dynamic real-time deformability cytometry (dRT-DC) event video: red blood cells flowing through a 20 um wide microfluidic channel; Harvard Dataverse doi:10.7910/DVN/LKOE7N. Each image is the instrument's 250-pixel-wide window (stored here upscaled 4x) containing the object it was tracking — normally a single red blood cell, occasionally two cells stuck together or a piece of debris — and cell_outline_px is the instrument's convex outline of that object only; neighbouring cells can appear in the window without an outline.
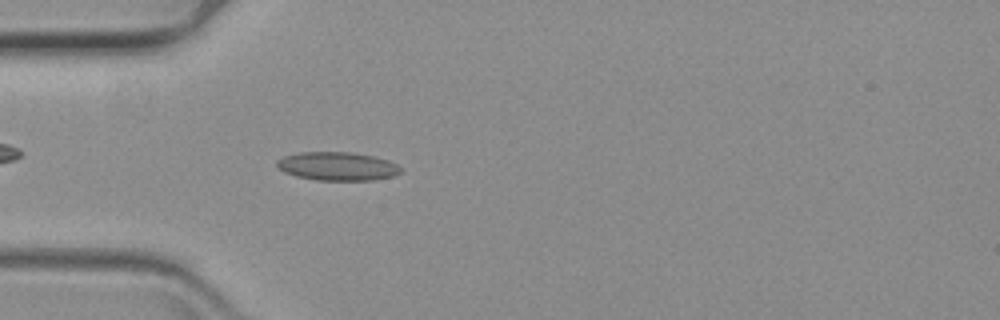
{"species": "common noctule bat (a hibernating species)", "species_latin": "Nyctalus noctula", "temperature_condition": "warm", "stored_images_in_passage": 49, "camera_frame_rate_fps": 3000, "um_per_image_px": 0.085, "animal": {"sex": "female", "body_mass_g": 19.3, "forearm_length_mm": 54.1}, "frame": {"image": 1, "passage_image": 6, "time_ms": 1.667, "image_size_px": [1000, 320], "cell_outline_px": [[400, 172], [396, 176], [372, 180], [316, 180], [296, 176], [284, 172], [276, 164], [276, 160], [284, 156], [300, 152], [352, 152], [372, 156], [388, 160], [396, 164], [400, 168]], "centroid_in_image_um": [28.67, 14.13], "position_along_channel_um": 56.3, "area_um2": 20.52}}
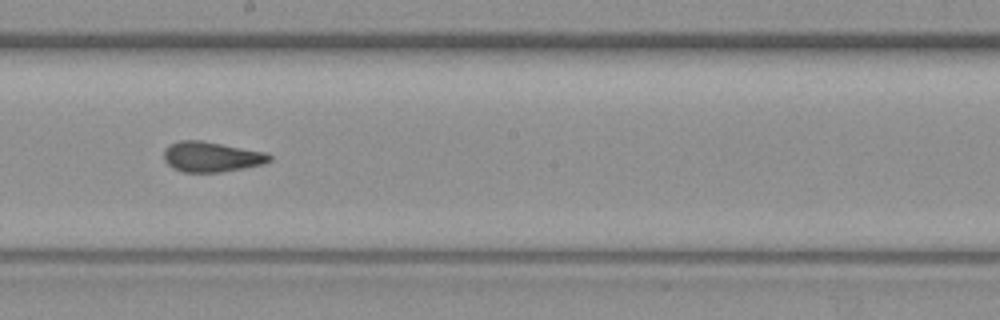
{"frame": {"image": 2, "passage_image": 22, "time_ms": 7.0, "image_size_px": [1000, 320], "cell_outline_px": [[272, 160], [264, 164], [244, 168], [220, 172], [184, 172], [172, 168], [164, 160], [164, 148], [180, 140], [200, 140], [264, 152], [272, 156]], "centroid_in_image_um": [17.96, 13.33], "position_along_channel_um": 230.2, "area_um2": 18.5}}
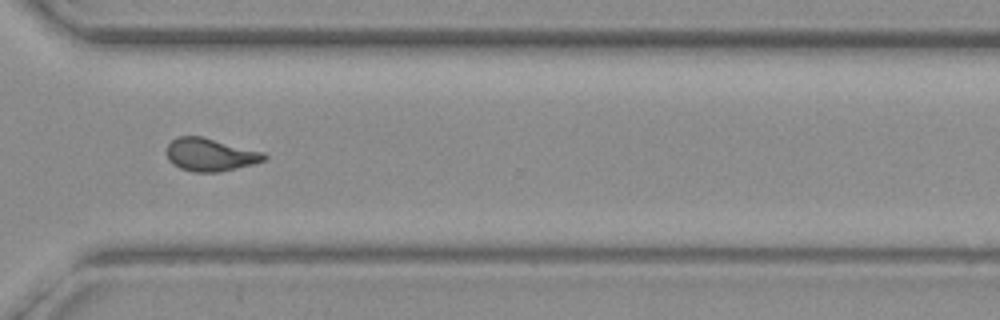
{"frame": {"image": 3, "passage_image": 33, "time_ms": 10.667, "image_size_px": [1000, 320], "cell_outline_px": [[268, 156], [264, 160], [252, 164], [220, 172], [192, 172], [180, 168], [172, 164], [168, 160], [168, 144], [172, 140], [180, 136], [200, 136], [264, 152]], "centroid_in_image_um": [17.87, 13.16], "position_along_channel_um": 352.7, "area_um2": 18.5}}